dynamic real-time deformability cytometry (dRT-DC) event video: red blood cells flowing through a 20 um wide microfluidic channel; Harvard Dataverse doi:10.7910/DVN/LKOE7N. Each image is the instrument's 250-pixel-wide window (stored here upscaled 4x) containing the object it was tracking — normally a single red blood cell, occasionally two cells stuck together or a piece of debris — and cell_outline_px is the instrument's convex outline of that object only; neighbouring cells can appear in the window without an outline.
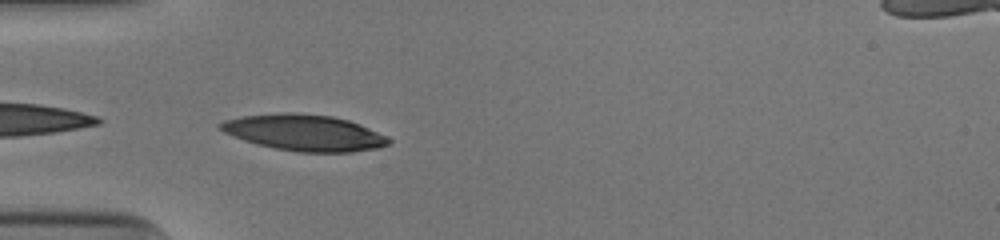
{"species": "human", "species_latin": "Homo sapiens", "temperature_condition": "cold", "stored_images_in_passage": 36, "camera_frame_rate_fps": 3000, "um_per_image_px": 0.085, "donor": {"sex": "male"}, "frame": {"image": 1, "passage_image": 1, "time_ms": 0.0, "image_size_px": [1000, 240], "cell_outline_px": [[392, 140], [388, 144], [376, 148], [352, 152], [296, 152], [256, 144], [232, 136], [224, 132], [216, 124], [224, 120], [240, 116], [284, 112], [296, 112], [332, 116], [348, 120], [360, 124]], "centroid_in_image_um": [25.81, 11.27], "position_along_channel_um": 59.2, "area_um2": 35.43}}
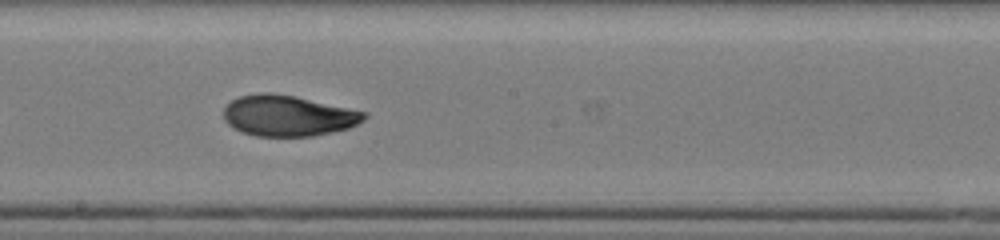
{"frame": {"image": 2, "passage_image": 14, "time_ms": 4.333, "image_size_px": [1000, 240], "cell_outline_px": [[368, 116], [364, 120], [348, 128], [332, 132], [312, 136], [256, 136], [240, 132], [232, 128], [224, 120], [224, 108], [232, 100], [240, 96], [260, 92], [268, 92], [292, 96], [368, 112]], "centroid_in_image_um": [24.46, 9.84], "position_along_channel_um": 223.7, "area_um2": 33.35}}
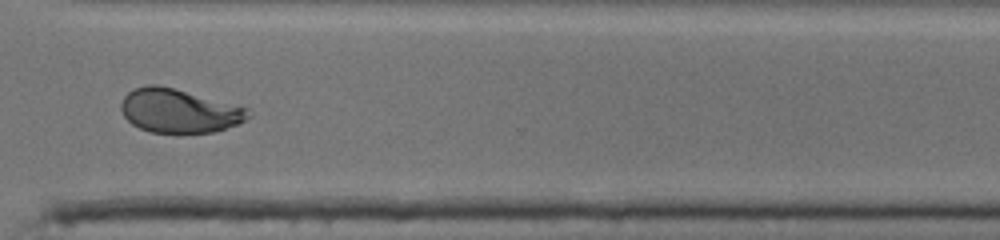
{"frame": {"image": 3, "passage_image": 24, "time_ms": 7.667, "image_size_px": [1000, 240], "cell_outline_px": [[252, 116], [236, 124], [212, 132], [176, 136], [152, 132], [140, 128], [132, 124], [124, 116], [120, 108], [120, 104], [124, 96], [128, 92], [136, 88], [148, 84], [156, 84], [172, 88], [248, 108]], "centroid_in_image_um": [15.18, 9.46], "position_along_channel_um": 355.4, "area_um2": 32.77}, "authors_computed_cell_mechanics": {"area_um2": 33.2639, "velocity_mm_per_s": 3.942, "shape_relaxation_time_tau1_ms": 6.8739, "shape_relaxation_time_tau2_ms": 1.7369, "deformation_change_tau1": 0.2468, "deformation_change_tau2": 0.0615}}